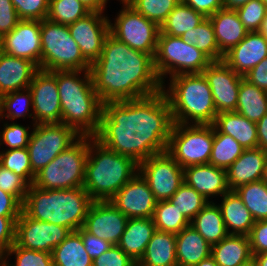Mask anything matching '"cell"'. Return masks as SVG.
<instances>
[{"label": "cell", "instance_id": "6da1fadb", "mask_svg": "<svg viewBox=\"0 0 267 266\" xmlns=\"http://www.w3.org/2000/svg\"><path fill=\"white\" fill-rule=\"evenodd\" d=\"M172 126L170 103L161 90L137 99L103 103L94 138L140 164L167 150Z\"/></svg>", "mask_w": 267, "mask_h": 266}, {"label": "cell", "instance_id": "7a4b0ae2", "mask_svg": "<svg viewBox=\"0 0 267 266\" xmlns=\"http://www.w3.org/2000/svg\"><path fill=\"white\" fill-rule=\"evenodd\" d=\"M90 72L102 103L137 99L165 89L155 70L154 57L130 48L110 33Z\"/></svg>", "mask_w": 267, "mask_h": 266}, {"label": "cell", "instance_id": "3957f363", "mask_svg": "<svg viewBox=\"0 0 267 266\" xmlns=\"http://www.w3.org/2000/svg\"><path fill=\"white\" fill-rule=\"evenodd\" d=\"M56 70L62 123L80 136L94 137L100 126L103 103L96 93L90 70Z\"/></svg>", "mask_w": 267, "mask_h": 266}, {"label": "cell", "instance_id": "277c9868", "mask_svg": "<svg viewBox=\"0 0 267 266\" xmlns=\"http://www.w3.org/2000/svg\"><path fill=\"white\" fill-rule=\"evenodd\" d=\"M93 200L84 189H41L29 185L22 211L30 218L65 226L72 232L82 228Z\"/></svg>", "mask_w": 267, "mask_h": 266}, {"label": "cell", "instance_id": "5b68a950", "mask_svg": "<svg viewBox=\"0 0 267 266\" xmlns=\"http://www.w3.org/2000/svg\"><path fill=\"white\" fill-rule=\"evenodd\" d=\"M138 165L89 136L83 187L93 201H109L138 173Z\"/></svg>", "mask_w": 267, "mask_h": 266}, {"label": "cell", "instance_id": "8992f818", "mask_svg": "<svg viewBox=\"0 0 267 266\" xmlns=\"http://www.w3.org/2000/svg\"><path fill=\"white\" fill-rule=\"evenodd\" d=\"M163 89L170 103L173 123L213 124L217 115L211 88L202 73L170 77Z\"/></svg>", "mask_w": 267, "mask_h": 266}, {"label": "cell", "instance_id": "52a82bcc", "mask_svg": "<svg viewBox=\"0 0 267 266\" xmlns=\"http://www.w3.org/2000/svg\"><path fill=\"white\" fill-rule=\"evenodd\" d=\"M89 136H80L35 175L33 185L46 190L83 187Z\"/></svg>", "mask_w": 267, "mask_h": 266}, {"label": "cell", "instance_id": "ba28073f", "mask_svg": "<svg viewBox=\"0 0 267 266\" xmlns=\"http://www.w3.org/2000/svg\"><path fill=\"white\" fill-rule=\"evenodd\" d=\"M40 35L42 70H90L91 64L70 35L68 25L46 18L41 21Z\"/></svg>", "mask_w": 267, "mask_h": 266}, {"label": "cell", "instance_id": "9c48e42d", "mask_svg": "<svg viewBox=\"0 0 267 266\" xmlns=\"http://www.w3.org/2000/svg\"><path fill=\"white\" fill-rule=\"evenodd\" d=\"M212 60L181 37L159 32L154 57L155 70L164 85L166 75L202 73Z\"/></svg>", "mask_w": 267, "mask_h": 266}, {"label": "cell", "instance_id": "30bf717a", "mask_svg": "<svg viewBox=\"0 0 267 266\" xmlns=\"http://www.w3.org/2000/svg\"><path fill=\"white\" fill-rule=\"evenodd\" d=\"M213 139V124L173 123L166 151L183 169L209 164Z\"/></svg>", "mask_w": 267, "mask_h": 266}, {"label": "cell", "instance_id": "8fae6325", "mask_svg": "<svg viewBox=\"0 0 267 266\" xmlns=\"http://www.w3.org/2000/svg\"><path fill=\"white\" fill-rule=\"evenodd\" d=\"M123 9L118 13L116 21H110V34L130 48L155 57L160 27L150 21L125 0Z\"/></svg>", "mask_w": 267, "mask_h": 266}, {"label": "cell", "instance_id": "7c38bea8", "mask_svg": "<svg viewBox=\"0 0 267 266\" xmlns=\"http://www.w3.org/2000/svg\"><path fill=\"white\" fill-rule=\"evenodd\" d=\"M33 126L27 149L31 168L35 174L80 137L74 129L63 123L33 124Z\"/></svg>", "mask_w": 267, "mask_h": 266}, {"label": "cell", "instance_id": "4fadbf2b", "mask_svg": "<svg viewBox=\"0 0 267 266\" xmlns=\"http://www.w3.org/2000/svg\"><path fill=\"white\" fill-rule=\"evenodd\" d=\"M155 200H169L184 183V170L167 152L155 154L138 165Z\"/></svg>", "mask_w": 267, "mask_h": 266}, {"label": "cell", "instance_id": "5bb4252c", "mask_svg": "<svg viewBox=\"0 0 267 266\" xmlns=\"http://www.w3.org/2000/svg\"><path fill=\"white\" fill-rule=\"evenodd\" d=\"M71 232L65 226L32 219L22 211L15 224L14 243L26 249L52 254L53 249Z\"/></svg>", "mask_w": 267, "mask_h": 266}, {"label": "cell", "instance_id": "9a60e30c", "mask_svg": "<svg viewBox=\"0 0 267 266\" xmlns=\"http://www.w3.org/2000/svg\"><path fill=\"white\" fill-rule=\"evenodd\" d=\"M28 88L32 94L34 124L62 123L56 70L39 69Z\"/></svg>", "mask_w": 267, "mask_h": 266}, {"label": "cell", "instance_id": "2e32d148", "mask_svg": "<svg viewBox=\"0 0 267 266\" xmlns=\"http://www.w3.org/2000/svg\"><path fill=\"white\" fill-rule=\"evenodd\" d=\"M109 25V18L99 12H90L68 25L70 35L90 64L94 63L102 53L104 41L110 33Z\"/></svg>", "mask_w": 267, "mask_h": 266}, {"label": "cell", "instance_id": "e0dca14e", "mask_svg": "<svg viewBox=\"0 0 267 266\" xmlns=\"http://www.w3.org/2000/svg\"><path fill=\"white\" fill-rule=\"evenodd\" d=\"M211 88L217 114L235 111L241 80L223 60L212 61L202 72Z\"/></svg>", "mask_w": 267, "mask_h": 266}, {"label": "cell", "instance_id": "ac0fdd59", "mask_svg": "<svg viewBox=\"0 0 267 266\" xmlns=\"http://www.w3.org/2000/svg\"><path fill=\"white\" fill-rule=\"evenodd\" d=\"M109 202L128 218H153L157 203L139 172Z\"/></svg>", "mask_w": 267, "mask_h": 266}, {"label": "cell", "instance_id": "d6986e66", "mask_svg": "<svg viewBox=\"0 0 267 266\" xmlns=\"http://www.w3.org/2000/svg\"><path fill=\"white\" fill-rule=\"evenodd\" d=\"M41 21L20 20L0 39V51L30 60L41 69Z\"/></svg>", "mask_w": 267, "mask_h": 266}, {"label": "cell", "instance_id": "ffe728a7", "mask_svg": "<svg viewBox=\"0 0 267 266\" xmlns=\"http://www.w3.org/2000/svg\"><path fill=\"white\" fill-rule=\"evenodd\" d=\"M128 217L109 201H93L85 218L83 229L113 245H118Z\"/></svg>", "mask_w": 267, "mask_h": 266}, {"label": "cell", "instance_id": "44dd1931", "mask_svg": "<svg viewBox=\"0 0 267 266\" xmlns=\"http://www.w3.org/2000/svg\"><path fill=\"white\" fill-rule=\"evenodd\" d=\"M267 57V39L259 32H248L245 38L224 54L223 61L236 73L245 76Z\"/></svg>", "mask_w": 267, "mask_h": 266}, {"label": "cell", "instance_id": "7402d4cb", "mask_svg": "<svg viewBox=\"0 0 267 266\" xmlns=\"http://www.w3.org/2000/svg\"><path fill=\"white\" fill-rule=\"evenodd\" d=\"M184 170V182L195 189L207 201L209 197L224 195L230 191L226 169L211 164L192 165Z\"/></svg>", "mask_w": 267, "mask_h": 266}, {"label": "cell", "instance_id": "603a6c76", "mask_svg": "<svg viewBox=\"0 0 267 266\" xmlns=\"http://www.w3.org/2000/svg\"><path fill=\"white\" fill-rule=\"evenodd\" d=\"M38 70L39 67L30 60L0 51V97L27 89Z\"/></svg>", "mask_w": 267, "mask_h": 266}, {"label": "cell", "instance_id": "cb8c5ba5", "mask_svg": "<svg viewBox=\"0 0 267 266\" xmlns=\"http://www.w3.org/2000/svg\"><path fill=\"white\" fill-rule=\"evenodd\" d=\"M267 151L261 148L245 149L241 156L227 168L230 190L262 179Z\"/></svg>", "mask_w": 267, "mask_h": 266}, {"label": "cell", "instance_id": "d4e9b609", "mask_svg": "<svg viewBox=\"0 0 267 266\" xmlns=\"http://www.w3.org/2000/svg\"><path fill=\"white\" fill-rule=\"evenodd\" d=\"M214 28L219 51L224 55L248 33L235 10L221 9L208 17Z\"/></svg>", "mask_w": 267, "mask_h": 266}, {"label": "cell", "instance_id": "484cf974", "mask_svg": "<svg viewBox=\"0 0 267 266\" xmlns=\"http://www.w3.org/2000/svg\"><path fill=\"white\" fill-rule=\"evenodd\" d=\"M213 126L220 133L230 135L244 149L258 148L256 123L249 121L236 111L217 114Z\"/></svg>", "mask_w": 267, "mask_h": 266}, {"label": "cell", "instance_id": "4316f807", "mask_svg": "<svg viewBox=\"0 0 267 266\" xmlns=\"http://www.w3.org/2000/svg\"><path fill=\"white\" fill-rule=\"evenodd\" d=\"M155 231L153 218H128L118 246L138 262Z\"/></svg>", "mask_w": 267, "mask_h": 266}, {"label": "cell", "instance_id": "83f0119b", "mask_svg": "<svg viewBox=\"0 0 267 266\" xmlns=\"http://www.w3.org/2000/svg\"><path fill=\"white\" fill-rule=\"evenodd\" d=\"M211 255V245L191 225L176 234L178 266H195Z\"/></svg>", "mask_w": 267, "mask_h": 266}, {"label": "cell", "instance_id": "f1b7e54d", "mask_svg": "<svg viewBox=\"0 0 267 266\" xmlns=\"http://www.w3.org/2000/svg\"><path fill=\"white\" fill-rule=\"evenodd\" d=\"M222 199V203L218 206L221 209L228 234L248 236L255 223L251 212L234 190L225 193Z\"/></svg>", "mask_w": 267, "mask_h": 266}, {"label": "cell", "instance_id": "f546056e", "mask_svg": "<svg viewBox=\"0 0 267 266\" xmlns=\"http://www.w3.org/2000/svg\"><path fill=\"white\" fill-rule=\"evenodd\" d=\"M137 266H178L176 234L156 230Z\"/></svg>", "mask_w": 267, "mask_h": 266}, {"label": "cell", "instance_id": "4dcf8cb0", "mask_svg": "<svg viewBox=\"0 0 267 266\" xmlns=\"http://www.w3.org/2000/svg\"><path fill=\"white\" fill-rule=\"evenodd\" d=\"M211 256L218 266H240L253 258L249 237L228 234L211 246Z\"/></svg>", "mask_w": 267, "mask_h": 266}, {"label": "cell", "instance_id": "1f68e13d", "mask_svg": "<svg viewBox=\"0 0 267 266\" xmlns=\"http://www.w3.org/2000/svg\"><path fill=\"white\" fill-rule=\"evenodd\" d=\"M190 225L211 245L228 235L221 209L210 201L191 221Z\"/></svg>", "mask_w": 267, "mask_h": 266}, {"label": "cell", "instance_id": "d6a6232c", "mask_svg": "<svg viewBox=\"0 0 267 266\" xmlns=\"http://www.w3.org/2000/svg\"><path fill=\"white\" fill-rule=\"evenodd\" d=\"M235 111L249 121L257 123L267 113V92L243 77Z\"/></svg>", "mask_w": 267, "mask_h": 266}, {"label": "cell", "instance_id": "836d02e7", "mask_svg": "<svg viewBox=\"0 0 267 266\" xmlns=\"http://www.w3.org/2000/svg\"><path fill=\"white\" fill-rule=\"evenodd\" d=\"M53 266H93V259L84 248L81 235L71 232L52 252Z\"/></svg>", "mask_w": 267, "mask_h": 266}, {"label": "cell", "instance_id": "e575fe53", "mask_svg": "<svg viewBox=\"0 0 267 266\" xmlns=\"http://www.w3.org/2000/svg\"><path fill=\"white\" fill-rule=\"evenodd\" d=\"M205 18L203 14L196 12L193 8L180 2L160 26V32L181 37L187 31H191L194 27H197Z\"/></svg>", "mask_w": 267, "mask_h": 266}, {"label": "cell", "instance_id": "d590c367", "mask_svg": "<svg viewBox=\"0 0 267 266\" xmlns=\"http://www.w3.org/2000/svg\"><path fill=\"white\" fill-rule=\"evenodd\" d=\"M181 39L196 46L197 49L201 50L212 61L223 60L224 55L219 51L214 28L209 18H205L193 30L184 33Z\"/></svg>", "mask_w": 267, "mask_h": 266}, {"label": "cell", "instance_id": "8d00e7d4", "mask_svg": "<svg viewBox=\"0 0 267 266\" xmlns=\"http://www.w3.org/2000/svg\"><path fill=\"white\" fill-rule=\"evenodd\" d=\"M244 150L230 135L220 133L214 127V139L209 164L227 170L241 156Z\"/></svg>", "mask_w": 267, "mask_h": 266}, {"label": "cell", "instance_id": "74e56055", "mask_svg": "<svg viewBox=\"0 0 267 266\" xmlns=\"http://www.w3.org/2000/svg\"><path fill=\"white\" fill-rule=\"evenodd\" d=\"M255 221L267 220V184L262 180L241 185L234 190Z\"/></svg>", "mask_w": 267, "mask_h": 266}, {"label": "cell", "instance_id": "f35d334b", "mask_svg": "<svg viewBox=\"0 0 267 266\" xmlns=\"http://www.w3.org/2000/svg\"><path fill=\"white\" fill-rule=\"evenodd\" d=\"M153 222L157 231L173 234L190 226V221L169 200L156 203Z\"/></svg>", "mask_w": 267, "mask_h": 266}, {"label": "cell", "instance_id": "ab89813d", "mask_svg": "<svg viewBox=\"0 0 267 266\" xmlns=\"http://www.w3.org/2000/svg\"><path fill=\"white\" fill-rule=\"evenodd\" d=\"M90 11L79 0H49L47 19L62 25H70Z\"/></svg>", "mask_w": 267, "mask_h": 266}, {"label": "cell", "instance_id": "60d3db41", "mask_svg": "<svg viewBox=\"0 0 267 266\" xmlns=\"http://www.w3.org/2000/svg\"><path fill=\"white\" fill-rule=\"evenodd\" d=\"M22 91L10 92L0 97V119L6 117V119L15 120L20 117L25 118L26 115L31 118L33 113H29V106L32 107V94L29 88ZM4 111H7V114Z\"/></svg>", "mask_w": 267, "mask_h": 266}, {"label": "cell", "instance_id": "b9f144b4", "mask_svg": "<svg viewBox=\"0 0 267 266\" xmlns=\"http://www.w3.org/2000/svg\"><path fill=\"white\" fill-rule=\"evenodd\" d=\"M169 201L174 204L189 221L210 202L185 182Z\"/></svg>", "mask_w": 267, "mask_h": 266}, {"label": "cell", "instance_id": "7bdbcfd3", "mask_svg": "<svg viewBox=\"0 0 267 266\" xmlns=\"http://www.w3.org/2000/svg\"><path fill=\"white\" fill-rule=\"evenodd\" d=\"M138 13L159 27L181 0H125Z\"/></svg>", "mask_w": 267, "mask_h": 266}, {"label": "cell", "instance_id": "ee69618b", "mask_svg": "<svg viewBox=\"0 0 267 266\" xmlns=\"http://www.w3.org/2000/svg\"><path fill=\"white\" fill-rule=\"evenodd\" d=\"M0 165L22 177L29 185L33 184L36 174L32 171L27 148L0 152Z\"/></svg>", "mask_w": 267, "mask_h": 266}, {"label": "cell", "instance_id": "f6af8a7d", "mask_svg": "<svg viewBox=\"0 0 267 266\" xmlns=\"http://www.w3.org/2000/svg\"><path fill=\"white\" fill-rule=\"evenodd\" d=\"M14 254L15 263L9 264L7 258ZM5 266H53L52 254L45 251H36L17 246L15 243L5 253Z\"/></svg>", "mask_w": 267, "mask_h": 266}, {"label": "cell", "instance_id": "bcb514c9", "mask_svg": "<svg viewBox=\"0 0 267 266\" xmlns=\"http://www.w3.org/2000/svg\"><path fill=\"white\" fill-rule=\"evenodd\" d=\"M248 32L259 31L267 14V6L261 0H250L235 10Z\"/></svg>", "mask_w": 267, "mask_h": 266}, {"label": "cell", "instance_id": "7dc6e473", "mask_svg": "<svg viewBox=\"0 0 267 266\" xmlns=\"http://www.w3.org/2000/svg\"><path fill=\"white\" fill-rule=\"evenodd\" d=\"M20 20H39L47 18L49 0H11Z\"/></svg>", "mask_w": 267, "mask_h": 266}, {"label": "cell", "instance_id": "c3c4849f", "mask_svg": "<svg viewBox=\"0 0 267 266\" xmlns=\"http://www.w3.org/2000/svg\"><path fill=\"white\" fill-rule=\"evenodd\" d=\"M29 184L19 175L0 165V189L24 202Z\"/></svg>", "mask_w": 267, "mask_h": 266}, {"label": "cell", "instance_id": "681fc988", "mask_svg": "<svg viewBox=\"0 0 267 266\" xmlns=\"http://www.w3.org/2000/svg\"><path fill=\"white\" fill-rule=\"evenodd\" d=\"M2 130V143H5L10 149L27 148L31 133L29 134L30 127H24L18 123L8 122L3 126Z\"/></svg>", "mask_w": 267, "mask_h": 266}, {"label": "cell", "instance_id": "f907efd6", "mask_svg": "<svg viewBox=\"0 0 267 266\" xmlns=\"http://www.w3.org/2000/svg\"><path fill=\"white\" fill-rule=\"evenodd\" d=\"M93 266H137L129 255L118 245H113L109 250L93 259Z\"/></svg>", "mask_w": 267, "mask_h": 266}, {"label": "cell", "instance_id": "816d5d0a", "mask_svg": "<svg viewBox=\"0 0 267 266\" xmlns=\"http://www.w3.org/2000/svg\"><path fill=\"white\" fill-rule=\"evenodd\" d=\"M248 237L253 256L267 252V220L255 221Z\"/></svg>", "mask_w": 267, "mask_h": 266}, {"label": "cell", "instance_id": "f5cc1de1", "mask_svg": "<svg viewBox=\"0 0 267 266\" xmlns=\"http://www.w3.org/2000/svg\"><path fill=\"white\" fill-rule=\"evenodd\" d=\"M20 21L11 0H0V39Z\"/></svg>", "mask_w": 267, "mask_h": 266}, {"label": "cell", "instance_id": "db71d44e", "mask_svg": "<svg viewBox=\"0 0 267 266\" xmlns=\"http://www.w3.org/2000/svg\"><path fill=\"white\" fill-rule=\"evenodd\" d=\"M19 217L0 216V256L5 253L15 242V224Z\"/></svg>", "mask_w": 267, "mask_h": 266}, {"label": "cell", "instance_id": "11a10c76", "mask_svg": "<svg viewBox=\"0 0 267 266\" xmlns=\"http://www.w3.org/2000/svg\"><path fill=\"white\" fill-rule=\"evenodd\" d=\"M77 232L81 235L84 248L92 259L99 257L113 246L110 242L89 234L83 228L78 229Z\"/></svg>", "mask_w": 267, "mask_h": 266}, {"label": "cell", "instance_id": "9f6ffc18", "mask_svg": "<svg viewBox=\"0 0 267 266\" xmlns=\"http://www.w3.org/2000/svg\"><path fill=\"white\" fill-rule=\"evenodd\" d=\"M22 212V203L12 194L0 189V216L19 217Z\"/></svg>", "mask_w": 267, "mask_h": 266}, {"label": "cell", "instance_id": "6f0895ef", "mask_svg": "<svg viewBox=\"0 0 267 266\" xmlns=\"http://www.w3.org/2000/svg\"><path fill=\"white\" fill-rule=\"evenodd\" d=\"M181 2L203 14L206 18L224 8L223 0H181Z\"/></svg>", "mask_w": 267, "mask_h": 266}, {"label": "cell", "instance_id": "680465c9", "mask_svg": "<svg viewBox=\"0 0 267 266\" xmlns=\"http://www.w3.org/2000/svg\"><path fill=\"white\" fill-rule=\"evenodd\" d=\"M244 78L267 92V57L250 70Z\"/></svg>", "mask_w": 267, "mask_h": 266}, {"label": "cell", "instance_id": "91938a15", "mask_svg": "<svg viewBox=\"0 0 267 266\" xmlns=\"http://www.w3.org/2000/svg\"><path fill=\"white\" fill-rule=\"evenodd\" d=\"M258 148L267 151V113L257 123Z\"/></svg>", "mask_w": 267, "mask_h": 266}, {"label": "cell", "instance_id": "94428289", "mask_svg": "<svg viewBox=\"0 0 267 266\" xmlns=\"http://www.w3.org/2000/svg\"><path fill=\"white\" fill-rule=\"evenodd\" d=\"M90 12L103 13L108 0H79Z\"/></svg>", "mask_w": 267, "mask_h": 266}, {"label": "cell", "instance_id": "6125c7cd", "mask_svg": "<svg viewBox=\"0 0 267 266\" xmlns=\"http://www.w3.org/2000/svg\"><path fill=\"white\" fill-rule=\"evenodd\" d=\"M250 0H223L224 9L236 10Z\"/></svg>", "mask_w": 267, "mask_h": 266}, {"label": "cell", "instance_id": "be15d7a7", "mask_svg": "<svg viewBox=\"0 0 267 266\" xmlns=\"http://www.w3.org/2000/svg\"><path fill=\"white\" fill-rule=\"evenodd\" d=\"M253 258L255 259L257 266H267V252L254 255Z\"/></svg>", "mask_w": 267, "mask_h": 266}, {"label": "cell", "instance_id": "e7e4bbea", "mask_svg": "<svg viewBox=\"0 0 267 266\" xmlns=\"http://www.w3.org/2000/svg\"><path fill=\"white\" fill-rule=\"evenodd\" d=\"M195 266H218V264L215 262L214 258L210 255L206 259L201 260Z\"/></svg>", "mask_w": 267, "mask_h": 266}, {"label": "cell", "instance_id": "03108f58", "mask_svg": "<svg viewBox=\"0 0 267 266\" xmlns=\"http://www.w3.org/2000/svg\"><path fill=\"white\" fill-rule=\"evenodd\" d=\"M259 32L267 39V14L262 22Z\"/></svg>", "mask_w": 267, "mask_h": 266}, {"label": "cell", "instance_id": "003e7915", "mask_svg": "<svg viewBox=\"0 0 267 266\" xmlns=\"http://www.w3.org/2000/svg\"><path fill=\"white\" fill-rule=\"evenodd\" d=\"M264 183L267 184V158L265 161V166H264V170H263V175H262V179H261Z\"/></svg>", "mask_w": 267, "mask_h": 266}, {"label": "cell", "instance_id": "a7ac6f4b", "mask_svg": "<svg viewBox=\"0 0 267 266\" xmlns=\"http://www.w3.org/2000/svg\"><path fill=\"white\" fill-rule=\"evenodd\" d=\"M240 266H257L255 259L251 258L249 261L241 264Z\"/></svg>", "mask_w": 267, "mask_h": 266}, {"label": "cell", "instance_id": "89a4df30", "mask_svg": "<svg viewBox=\"0 0 267 266\" xmlns=\"http://www.w3.org/2000/svg\"><path fill=\"white\" fill-rule=\"evenodd\" d=\"M0 266H5V265H4V259H3V257H1V256H0Z\"/></svg>", "mask_w": 267, "mask_h": 266}, {"label": "cell", "instance_id": "2644e50d", "mask_svg": "<svg viewBox=\"0 0 267 266\" xmlns=\"http://www.w3.org/2000/svg\"><path fill=\"white\" fill-rule=\"evenodd\" d=\"M1 133V132H0ZM2 142V134H0V145H2L3 143Z\"/></svg>", "mask_w": 267, "mask_h": 266}, {"label": "cell", "instance_id": "8c879c8a", "mask_svg": "<svg viewBox=\"0 0 267 266\" xmlns=\"http://www.w3.org/2000/svg\"><path fill=\"white\" fill-rule=\"evenodd\" d=\"M267 6V0H261Z\"/></svg>", "mask_w": 267, "mask_h": 266}]
</instances>
